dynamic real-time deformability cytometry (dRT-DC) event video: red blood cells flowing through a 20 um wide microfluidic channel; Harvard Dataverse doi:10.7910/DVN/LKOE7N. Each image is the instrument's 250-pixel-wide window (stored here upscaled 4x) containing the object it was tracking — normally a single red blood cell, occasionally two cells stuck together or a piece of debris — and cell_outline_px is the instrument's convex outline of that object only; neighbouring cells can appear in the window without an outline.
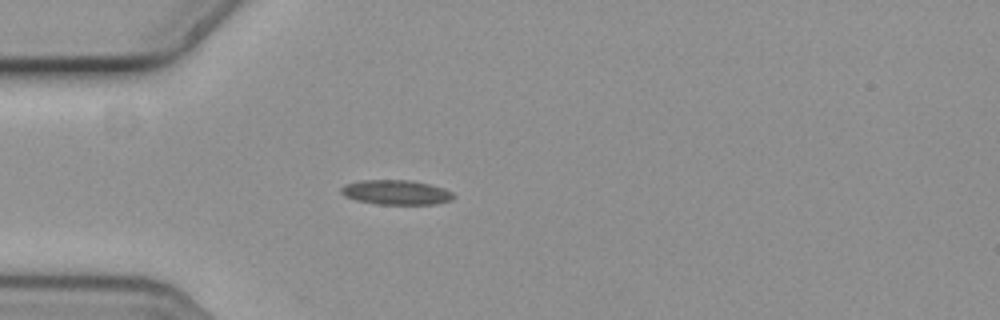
{"species": "common noctule bat (a hibernating species)", "species_latin": "Nyctalus noctula", "temperature_condition": "cold", "stored_images_in_passage": 1, "camera_frame_rate_fps": 3000, "um_per_image_px": 0.085, "animal": {"sex": "female", "body_mass_g": 19.3, "forearm_length_mm": 54.1}, "frame": {"image": 1, "passage_image": 1, "time_ms": 0.0, "image_size_px": [1000, 320], "cell_outline_px": [[456, 196], [452, 200], [436, 204], [376, 204], [356, 200], [344, 196], [340, 192], [340, 188], [348, 184], [360, 180], [408, 180], [428, 184], [444, 188], [452, 192]], "centroid_in_image_um": [33.68, 16.35], "position_along_channel_um": 51.3, "area_um2": 16.13}}